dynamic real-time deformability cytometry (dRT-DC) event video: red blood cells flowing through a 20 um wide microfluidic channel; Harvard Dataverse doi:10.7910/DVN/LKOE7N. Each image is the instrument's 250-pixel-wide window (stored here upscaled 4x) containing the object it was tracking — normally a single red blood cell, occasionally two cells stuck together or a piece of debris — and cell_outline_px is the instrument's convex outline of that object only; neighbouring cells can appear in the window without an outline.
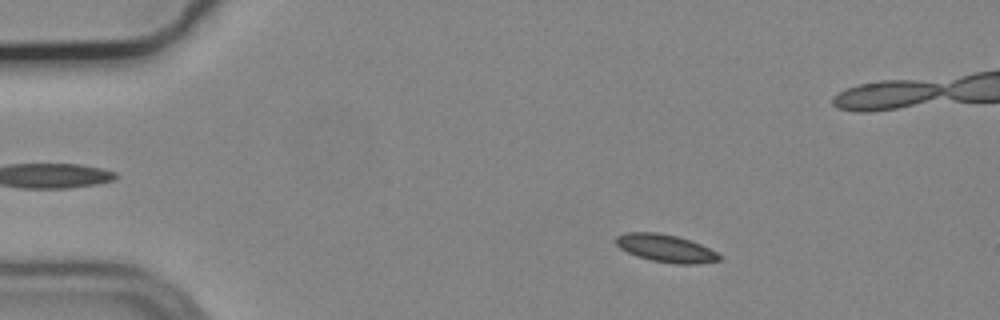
{"species": "common noctule bat (a hibernating species)", "species_latin": "Nyctalus noctula", "temperature_condition": "cold", "stored_images_in_passage": 56, "camera_frame_rate_fps": 3000, "um_per_image_px": 0.085, "animal": {"sex": "male", "body_mass_g": 19.2, "forearm_length_mm": 51.8}, "frame": {"image": 1, "passage_image": 9, "time_ms": 2.667, "image_size_px": [1000, 320], "cell_outline_px": [[720, 260], [692, 264], [680, 264], [652, 260], [636, 256], [620, 248], [616, 244], [616, 236], [628, 232], [656, 232], [676, 236], [700, 244], [716, 252], [720, 256]], "centroid_in_image_um": [56.55, 21.09], "position_along_channel_um": 28.5, "area_um2": 16.3}}
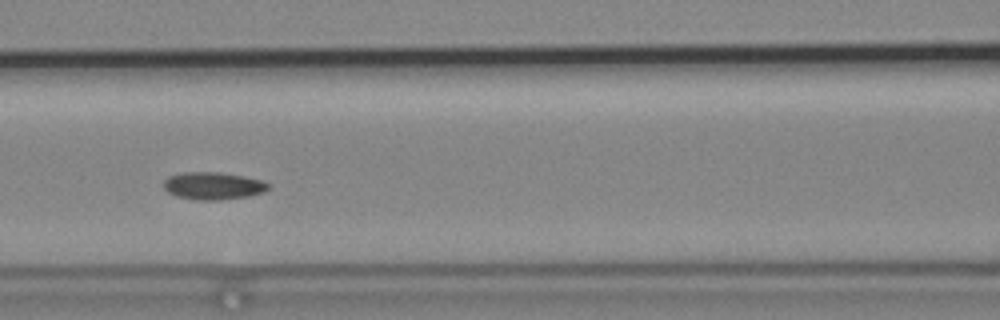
{"frame": {"image": 2, "passage_image": 24, "time_ms": 7.667, "image_size_px": [1000, 320], "cell_outline_px": [[268, 188], [264, 192], [248, 196], [216, 200], [196, 200], [176, 196], [168, 192], [164, 188], [164, 180], [168, 176], [180, 172], [220, 172], [244, 176], [264, 180], [268, 184]], "centroid_in_image_um": [18.1, 15.78], "position_along_channel_um": 148.5, "area_um2": 16.82}}
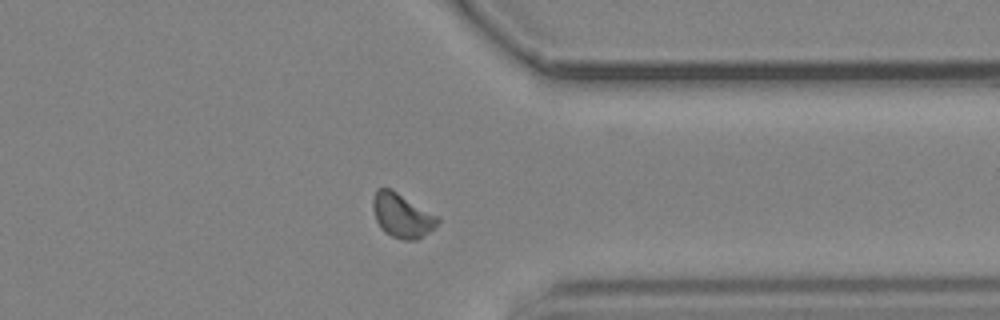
{"frame": {"image": 3, "passage_image": 43, "time_ms": 14.0, "image_size_px": [1000, 320], "cell_outline_px": [[440, 220], [428, 232], [416, 240], [404, 240], [392, 236], [384, 232], [380, 228], [376, 220], [372, 208], [372, 200], [376, 188], [388, 188], [396, 192], [436, 216]], "centroid_in_image_um": [34.1, 18.33], "position_along_channel_um": 377.3, "area_um2": 16.18}, "authors_computed_cell_mechanics": {"area_um2": 16.0106, "velocity_mm_per_s": 3.6882, "shape_relaxation_time_tau1_ms": null, "shape_relaxation_time_tau2_ms": 4.6503, "deformation_change_tau1": null, "deformation_change_tau2": 0.0732}}